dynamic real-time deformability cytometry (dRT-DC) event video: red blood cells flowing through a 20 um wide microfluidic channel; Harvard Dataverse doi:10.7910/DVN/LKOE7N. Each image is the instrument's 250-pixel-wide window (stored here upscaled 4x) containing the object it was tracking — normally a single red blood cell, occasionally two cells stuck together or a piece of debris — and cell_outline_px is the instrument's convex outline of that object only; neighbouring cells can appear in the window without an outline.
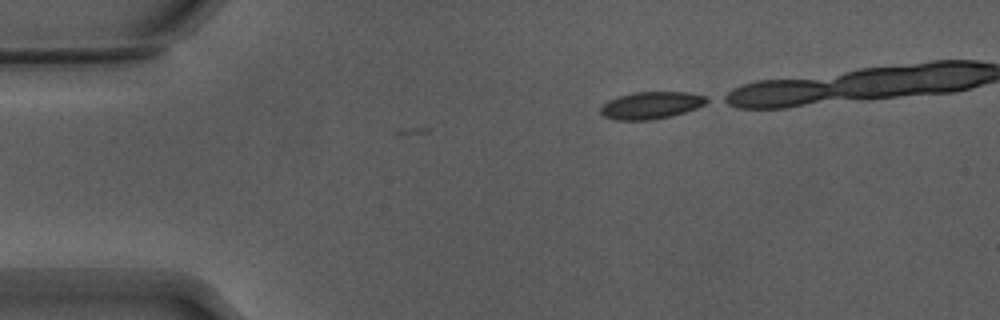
{"species": "Egyptian fruit bat (a non-hibernating species)", "species_latin": "Rousettus aegyptiacus", "temperature_condition": "warm", "stored_images_in_passage": 41, "camera_frame_rate_fps": 3000, "um_per_image_px": 0.085, "animal": {"sex": "male"}, "frame": {"image": 1, "passage_image": 1, "time_ms": 0.0, "image_size_px": [1000, 320], "cell_outline_px": [[712, 100], [696, 108], [672, 116], [652, 120], [616, 120], [604, 116], [600, 112], [600, 108], [608, 100], [620, 96], [636, 92], [688, 92], [708, 96]], "centroid_in_image_um": [55.39, 8.95], "position_along_channel_um": 29.6, "area_um2": 16.88}}
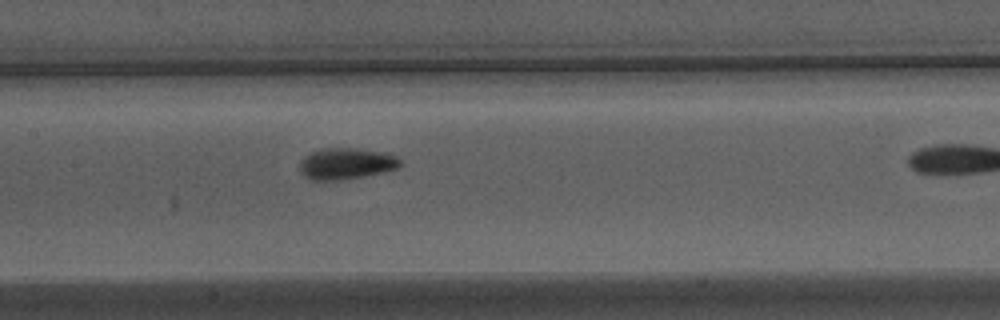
{"frame": {"image": 2, "passage_image": 17, "time_ms": 5.333, "image_size_px": [1000, 320], "cell_outline_px": [[404, 164], [396, 168], [384, 172], [364, 176], [336, 180], [312, 180], [304, 176], [300, 172], [300, 160], [308, 152], [320, 148], [356, 148], [380, 152], [396, 156]], "centroid_in_image_um": [29.38, 13.9], "position_along_channel_um": 178.0, "area_um2": 18.44}}
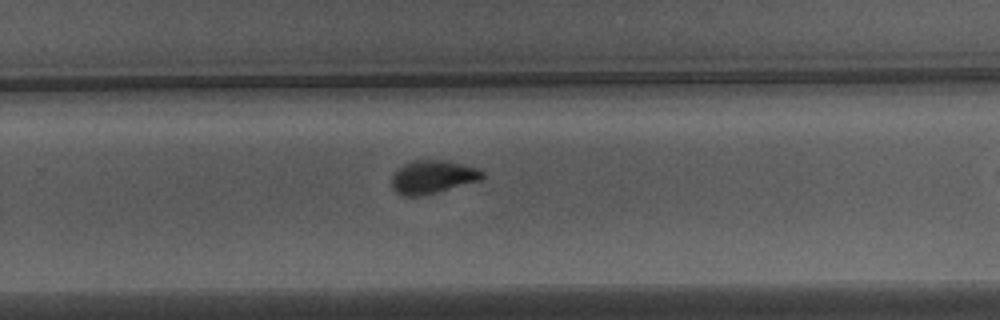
{"frame": {"image": 3, "passage_image": 26, "time_ms": 8.333, "image_size_px": [1000, 320], "cell_outline_px": [[484, 176], [480, 180], [436, 192], [420, 196], [404, 196], [396, 192], [392, 188], [392, 176], [404, 164], [416, 160], [444, 160], [476, 168], [484, 172]], "centroid_in_image_um": [36.76, 15.05], "position_along_channel_um": 293.0, "area_um2": 17.17}, "authors_computed_cell_mechanics": {"area_um2": 17.1088, "velocity_mm_per_s": 3.8536, "shape_relaxation_time_tau1_ms": 3.0813, "shape_relaxation_time_tau2_ms": 1.0303, "deformation_change_tau1": 0.1455, "deformation_change_tau2": 0.0618}}